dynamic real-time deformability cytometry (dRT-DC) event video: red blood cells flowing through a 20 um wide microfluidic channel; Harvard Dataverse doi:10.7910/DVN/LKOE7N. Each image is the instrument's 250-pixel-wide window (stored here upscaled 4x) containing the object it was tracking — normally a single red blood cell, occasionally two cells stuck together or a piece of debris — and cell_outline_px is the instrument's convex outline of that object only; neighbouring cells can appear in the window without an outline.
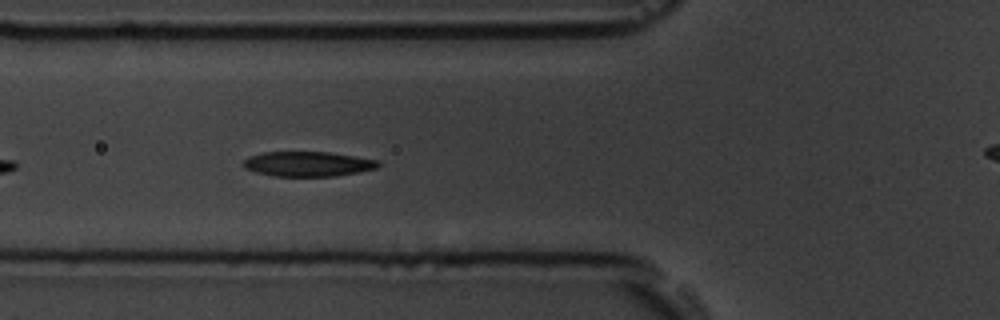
{"species": "common noctule bat (a hibernating species)", "species_latin": "Nyctalus noctula", "temperature_condition": "room temperature", "stored_images_in_passage": 19, "camera_frame_rate_fps": 3000, "um_per_image_px": 0.085, "animal": {"sex": "male", "body_mass_g": 19.5, "forearm_length_mm": 54.6}, "frame": {"image": 1, "passage_image": 6, "time_ms": 1.667, "image_size_px": [1000, 320], "cell_outline_px": [[380, 164], [376, 168], [360, 172], [336, 176], [272, 176], [256, 172], [244, 168], [240, 164], [248, 156], [264, 152], [328, 152], [380, 160]], "centroid_in_image_um": [26.14, 13.94], "position_along_channel_um": 99.7, "area_um2": 19.71}}
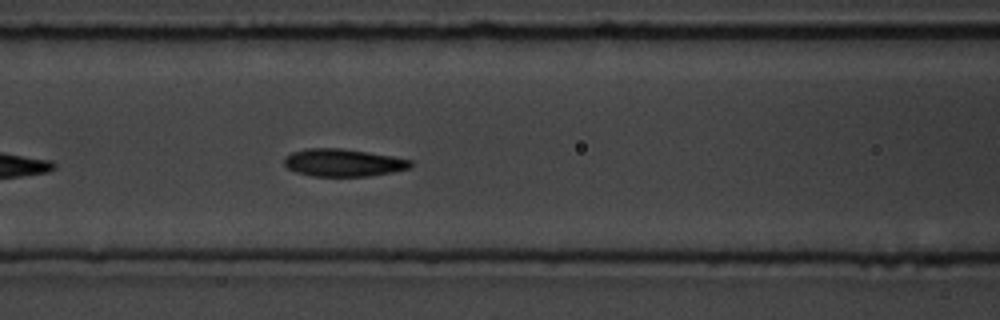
{"frame": {"image": 2, "passage_image": 9, "time_ms": 2.667, "image_size_px": [1000, 320], "cell_outline_px": [[412, 164], [408, 168], [392, 172], [368, 176], [312, 176], [296, 172], [288, 168], [284, 164], [284, 156], [292, 152], [308, 148], [340, 148], [392, 156], [412, 160]], "centroid_in_image_um": [29.14, 13.82], "position_along_channel_um": 137.5, "area_um2": 20.17}}
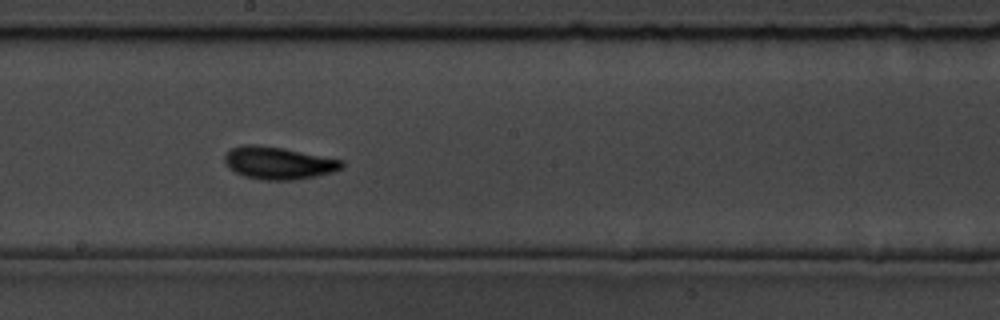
{"frame": {"image": 3, "passage_image": 16, "time_ms": 5.0, "image_size_px": [1000, 320], "cell_outline_px": [[344, 168], [332, 172], [316, 176], [292, 180], [260, 180], [244, 176], [228, 168], [224, 160], [224, 156], [232, 148], [244, 144], [256, 144], [280, 148], [344, 160]], "centroid_in_image_um": [23.66, 13.86], "position_along_channel_um": 224.5, "area_um2": 22.08}}